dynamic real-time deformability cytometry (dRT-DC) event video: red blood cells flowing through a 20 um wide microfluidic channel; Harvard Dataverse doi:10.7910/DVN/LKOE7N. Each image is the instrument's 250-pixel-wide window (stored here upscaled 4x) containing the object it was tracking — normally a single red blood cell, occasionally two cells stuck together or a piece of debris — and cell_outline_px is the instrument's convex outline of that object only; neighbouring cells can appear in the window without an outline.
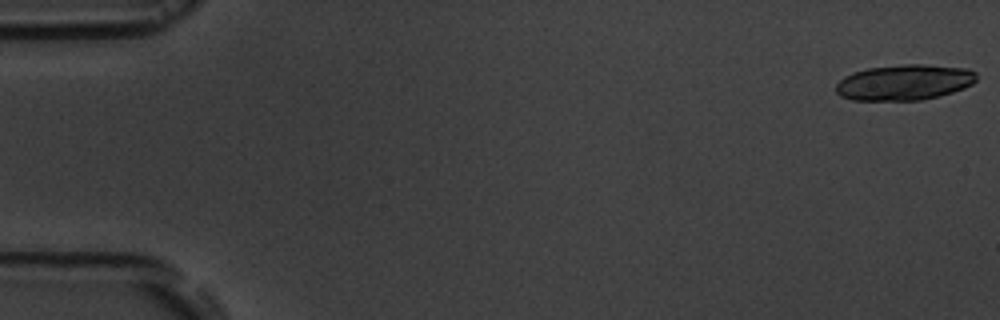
{"species": "common noctule bat (a hibernating species)", "species_latin": "Nyctalus noctula", "temperature_condition": "room temperature", "stored_images_in_passage": 6, "camera_frame_rate_fps": 3000, "um_per_image_px": 0.085, "animal": {"sex": "male", "body_mass_g": 19.5, "forearm_length_mm": 54.6}, "frame": {"image": 1, "passage_image": 1, "time_ms": 0.0, "image_size_px": [1000, 320], "cell_outline_px": [[976, 80], [972, 84], [964, 88], [952, 92], [920, 100], [852, 100], [840, 96], [836, 92], [836, 84], [844, 76], [852, 72], [868, 68], [904, 64], [920, 64], [968, 68], [976, 72]], "centroid_in_image_um": [76.85, 6.99], "position_along_channel_um": 8.2, "area_um2": 29.19}}